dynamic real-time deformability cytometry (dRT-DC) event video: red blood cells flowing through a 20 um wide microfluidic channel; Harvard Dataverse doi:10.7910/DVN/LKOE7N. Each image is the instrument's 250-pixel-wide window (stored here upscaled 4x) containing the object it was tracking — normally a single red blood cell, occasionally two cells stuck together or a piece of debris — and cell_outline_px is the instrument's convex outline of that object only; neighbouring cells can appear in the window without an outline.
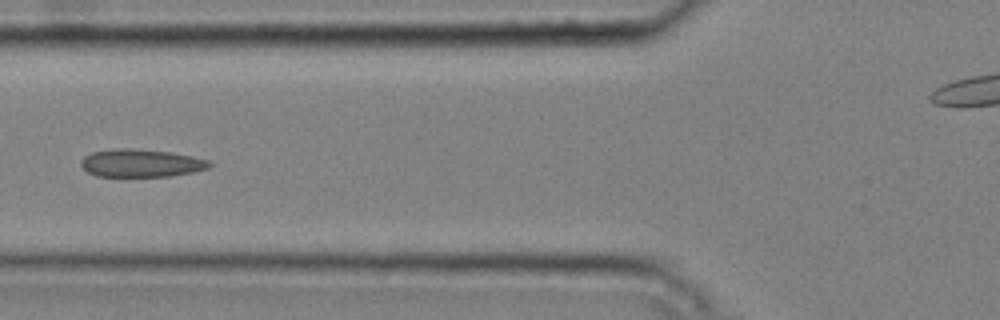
{"species": "common noctule bat (a hibernating species)", "species_latin": "Nyctalus noctula", "temperature_condition": "cold", "stored_images_in_passage": 8, "camera_frame_rate_fps": 3000, "um_per_image_px": 0.085, "animal": {"sex": "male", "body_mass_g": 20.4}, "frame": {"image": 1, "passage_image": 5, "time_ms": 1.333, "image_size_px": [1000, 320], "cell_outline_px": [[212, 164], [208, 168], [192, 172], [172, 176], [96, 176], [88, 172], [80, 164], [80, 160], [84, 156], [92, 152], [112, 148], [128, 148], [172, 152], [192, 156], [208, 160]], "centroid_in_image_um": [11.97, 13.86], "position_along_channel_um": 113.8, "area_um2": 20.87}}
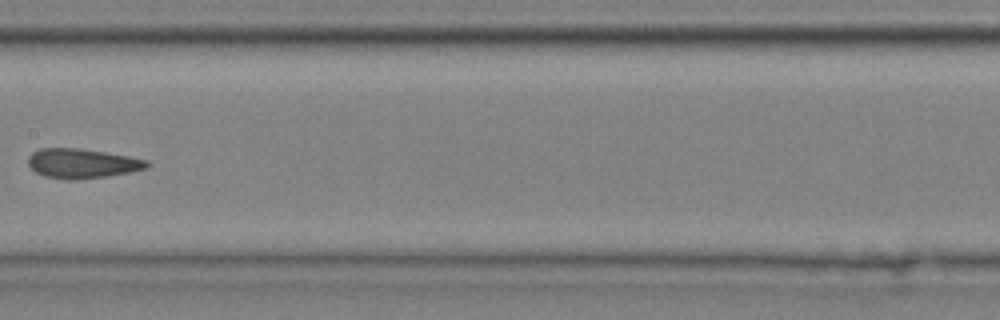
{"frame": {"image": 2, "passage_image": 7, "time_ms": 2.0, "image_size_px": [1000, 320], "cell_outline_px": [[152, 164], [148, 168], [108, 176], [68, 180], [44, 176], [36, 172], [28, 164], [28, 156], [32, 152], [40, 148], [80, 148], [128, 156], [148, 160]], "centroid_in_image_um": [6.99, 13.88], "position_along_channel_um": 200.4, "area_um2": 20.46}}
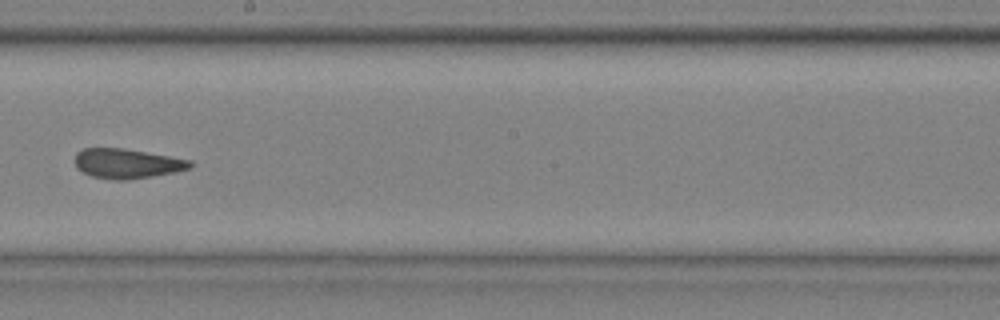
{"frame": {"image": 3, "passage_image": 8, "time_ms": 2.333, "image_size_px": [1000, 320], "cell_outline_px": [[196, 164], [192, 168], [176, 172], [128, 180], [112, 180], [92, 176], [76, 168], [76, 152], [84, 148], [124, 148], [192, 160]], "centroid_in_image_um": [10.85, 13.9], "position_along_channel_um": 237.3, "area_um2": 20.11}}